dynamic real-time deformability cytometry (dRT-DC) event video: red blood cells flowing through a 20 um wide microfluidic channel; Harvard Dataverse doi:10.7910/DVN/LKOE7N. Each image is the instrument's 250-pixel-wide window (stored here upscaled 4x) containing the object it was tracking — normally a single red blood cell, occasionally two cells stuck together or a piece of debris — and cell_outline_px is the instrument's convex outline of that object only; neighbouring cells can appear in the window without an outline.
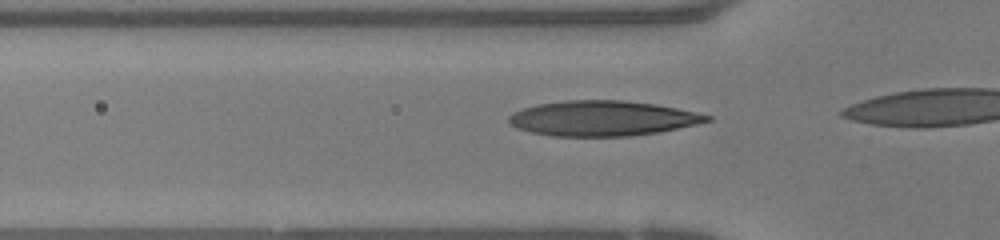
{"species": "human", "species_latin": "Homo sapiens", "temperature_condition": "warm", "stored_images_in_passage": 4, "camera_frame_rate_fps": 3000, "um_per_image_px": 0.085, "donor": {"sex": "female"}, "frame": {"image": 1, "passage_image": 2, "time_ms": 0.333, "image_size_px": [1000, 240], "cell_outline_px": [[712, 120], [696, 124], [656, 132], [628, 136], [552, 136], [532, 132], [516, 128], [508, 124], [508, 116], [512, 112], [536, 104], [564, 100], [624, 100], [656, 104], [696, 112], [712, 116]], "centroid_in_image_um": [51.16, 10.05], "position_along_channel_um": 74.6, "area_um2": 40.58}}